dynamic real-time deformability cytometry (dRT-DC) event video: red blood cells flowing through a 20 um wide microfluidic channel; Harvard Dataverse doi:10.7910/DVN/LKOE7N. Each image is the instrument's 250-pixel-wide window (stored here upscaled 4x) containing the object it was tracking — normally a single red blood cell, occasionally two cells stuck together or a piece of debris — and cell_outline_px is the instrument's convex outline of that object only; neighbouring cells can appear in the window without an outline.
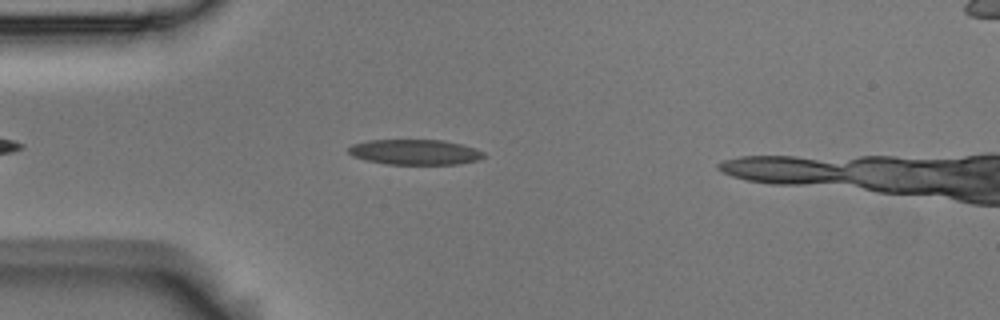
{"species": "Egyptian fruit bat (a non-hibernating species)", "species_latin": "Rousettus aegyptiacus", "temperature_condition": "room temperature", "stored_images_in_passage": 42, "camera_frame_rate_fps": 3000, "um_per_image_px": 0.085, "animal": {"sex": "male"}, "frame": {"image": 1, "passage_image": 7, "time_ms": 2.0, "image_size_px": [1000, 320], "cell_outline_px": [[484, 156], [480, 160], [456, 164], [384, 164], [352, 156], [348, 152], [348, 148], [352, 144], [368, 140], [444, 140], [476, 148], [484, 152]], "centroid_in_image_um": [35.27, 12.92], "position_along_channel_um": 49.7, "area_um2": 19.94}}
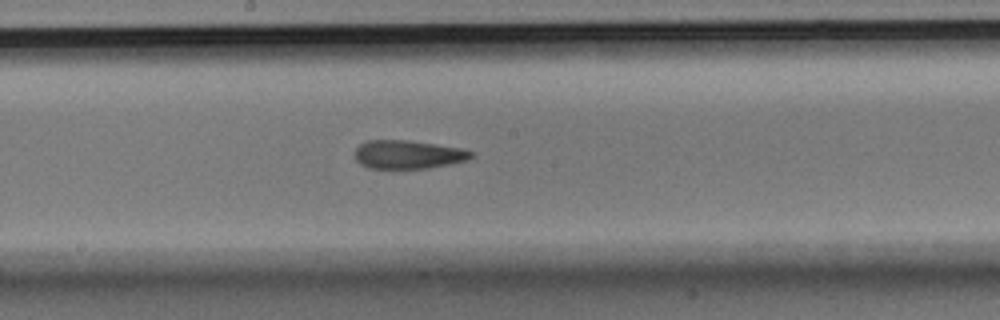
{"frame": {"image": 2, "passage_image": 21, "time_ms": 6.667, "image_size_px": [1000, 320], "cell_outline_px": [[476, 156], [464, 160], [448, 164], [428, 168], [368, 168], [360, 164], [356, 160], [356, 148], [360, 144], [368, 140], [408, 140], [436, 144], [460, 148], [472, 152]], "centroid_in_image_um": [34.66, 13.13], "position_along_channel_um": 213.5, "area_um2": 19.13}}
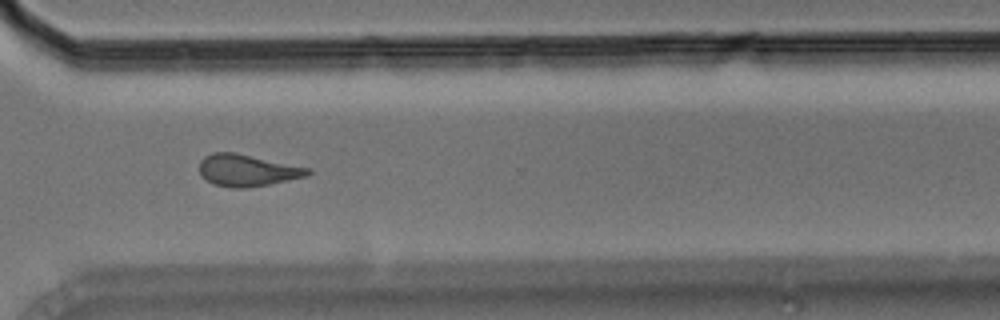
{"frame": {"image": 3, "passage_image": 32, "time_ms": 10.333, "image_size_px": [1000, 320], "cell_outline_px": [[312, 172], [308, 176], [248, 188], [232, 188], [212, 184], [200, 172], [200, 160], [204, 156], [212, 152], [236, 152], [312, 168]], "centroid_in_image_um": [21.05, 14.47], "position_along_channel_um": 349.6, "area_um2": 20.29}}